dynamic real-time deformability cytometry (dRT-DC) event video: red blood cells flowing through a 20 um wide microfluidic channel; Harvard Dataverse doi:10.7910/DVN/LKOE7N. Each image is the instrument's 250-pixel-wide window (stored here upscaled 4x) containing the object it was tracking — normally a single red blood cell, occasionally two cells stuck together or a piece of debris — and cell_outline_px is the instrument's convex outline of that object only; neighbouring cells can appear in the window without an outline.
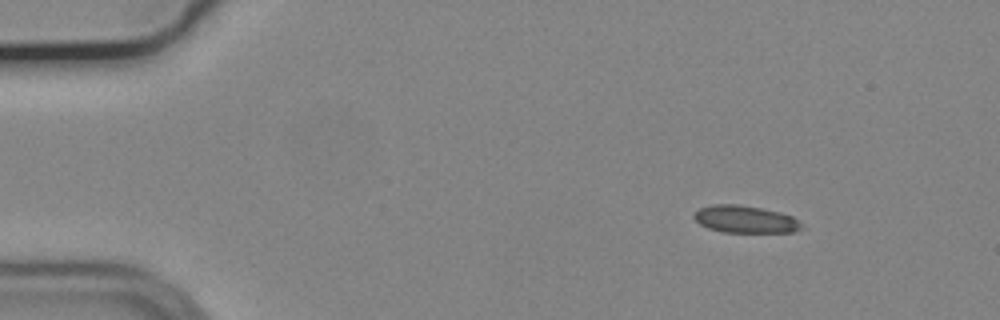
{"species": "common noctule bat (a hibernating species)", "species_latin": "Nyctalus noctula", "temperature_condition": "cold", "stored_images_in_passage": 10, "camera_frame_rate_fps": 3000, "um_per_image_px": 0.085, "animal": {"sex": "male", "body_mass_g": 19.2, "forearm_length_mm": 51.8}, "frame": {"image": 1, "passage_image": 1, "time_ms": 0.0, "image_size_px": [1000, 320], "cell_outline_px": [[804, 228], [792, 232], [724, 232], [708, 228], [700, 224], [692, 216], [700, 208], [712, 204], [736, 204], [760, 208], [780, 212], [792, 216], [800, 220]], "centroid_in_image_um": [63.37, 18.64], "position_along_channel_um": 21.6, "area_um2": 17.11}}